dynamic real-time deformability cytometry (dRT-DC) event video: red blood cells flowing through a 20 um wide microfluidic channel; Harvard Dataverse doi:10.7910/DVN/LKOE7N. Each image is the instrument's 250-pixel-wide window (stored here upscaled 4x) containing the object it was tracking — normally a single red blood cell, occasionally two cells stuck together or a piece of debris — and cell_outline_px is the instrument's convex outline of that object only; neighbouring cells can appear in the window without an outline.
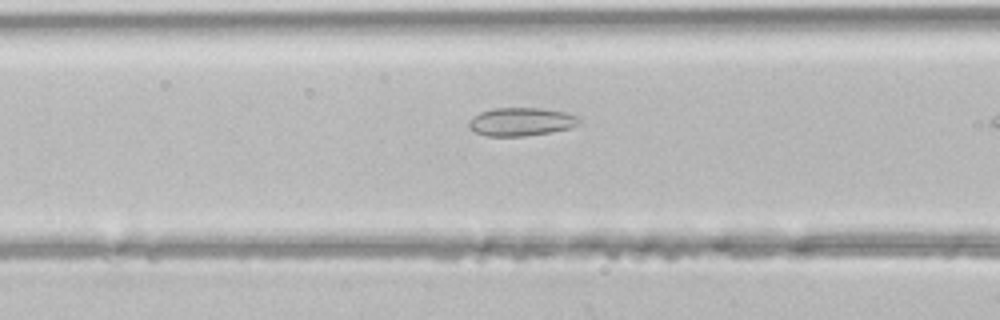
{"species": "common noctule bat (a hibernating species)", "species_latin": "Nyctalus noctula", "temperature_condition": "room temperature", "stored_images_in_passage": 9, "camera_frame_rate_fps": 3000, "um_per_image_px": 0.085, "animal": {"sex": "male", "body_mass_g": 21.5, "forearm_length_mm": 52.0}, "frame": {"image": 1, "passage_image": 7, "time_ms": 2.0, "image_size_px": [1000, 320], "cell_outline_px": [[580, 124], [568, 128], [548, 132], [524, 136], [488, 136], [476, 132], [468, 128], [468, 120], [472, 116], [480, 112], [496, 108], [544, 108], [564, 112], [580, 116]], "centroid_in_image_um": [44.28, 10.34], "position_along_channel_um": 122.3, "area_um2": 18.21}}